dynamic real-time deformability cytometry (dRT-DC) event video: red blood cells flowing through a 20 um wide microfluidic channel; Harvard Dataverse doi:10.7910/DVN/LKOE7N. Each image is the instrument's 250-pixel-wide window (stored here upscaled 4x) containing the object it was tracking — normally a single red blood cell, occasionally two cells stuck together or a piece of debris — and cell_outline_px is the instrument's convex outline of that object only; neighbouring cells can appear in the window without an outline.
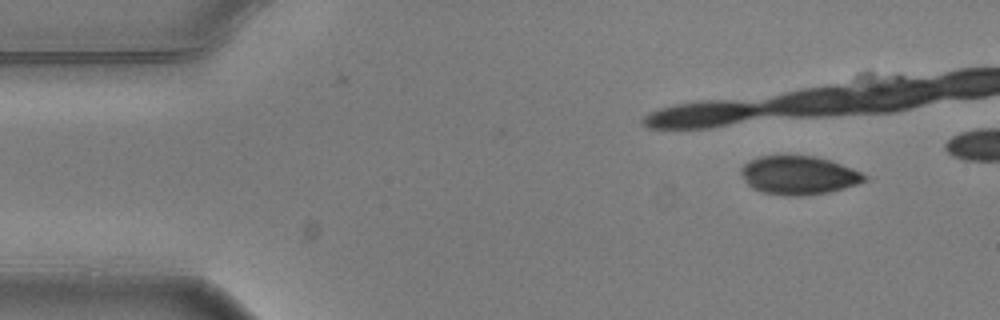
{"species": "common noctule bat (a hibernating species)", "species_latin": "Nyctalus noctula", "temperature_condition": "warm", "stored_images_in_passage": 8, "camera_frame_rate_fps": 3000, "um_per_image_px": 0.085, "animal": {"sex": "male", "body_mass_g": 20.5, "forearm_length_mm": 52.5}, "frame": {"image": 1, "passage_image": 1, "time_ms": 0.0, "image_size_px": [1000, 320], "cell_outline_px": [[868, 180], [844, 188], [828, 192], [800, 196], [784, 196], [760, 192], [752, 188], [748, 184], [740, 172], [740, 168], [744, 164], [760, 156], [812, 156], [828, 160], [852, 168], [868, 176]], "centroid_in_image_um": [67.88, 14.91], "position_along_channel_um": 17.1, "area_um2": 27.57}}